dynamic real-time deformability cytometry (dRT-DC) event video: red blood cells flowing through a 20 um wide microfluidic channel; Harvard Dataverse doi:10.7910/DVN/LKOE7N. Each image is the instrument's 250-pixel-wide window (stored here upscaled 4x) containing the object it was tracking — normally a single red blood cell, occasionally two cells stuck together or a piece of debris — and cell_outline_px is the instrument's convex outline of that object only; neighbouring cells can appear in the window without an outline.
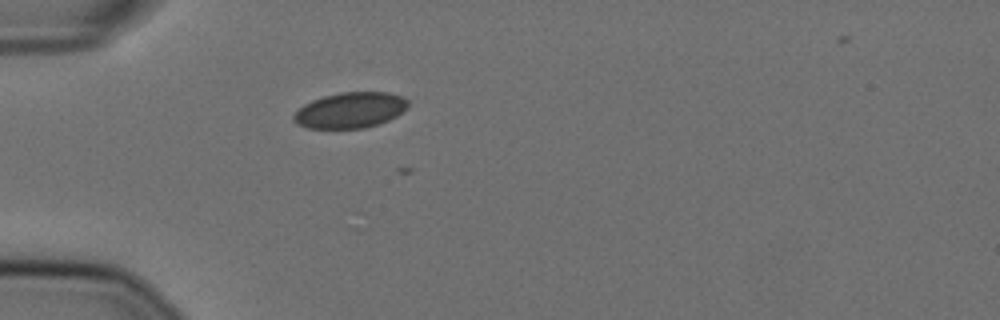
{"species": "Egyptian fruit bat (a non-hibernating species)", "species_latin": "Rousettus aegyptiacus", "temperature_condition": "cold", "stored_images_in_passage": 12, "camera_frame_rate_fps": 3000, "um_per_image_px": 0.085, "animal": {"sex": "female"}, "frame": {"image": 1, "passage_image": 1, "time_ms": 0.0, "image_size_px": [1000, 320], "cell_outline_px": [[408, 108], [396, 116], [380, 124], [364, 128], [308, 128], [296, 124], [292, 120], [292, 116], [304, 104], [312, 100], [324, 96], [340, 92], [388, 92], [404, 96], [408, 100]], "centroid_in_image_um": [29.79, 9.36], "position_along_channel_um": 55.2, "area_um2": 23.99}}
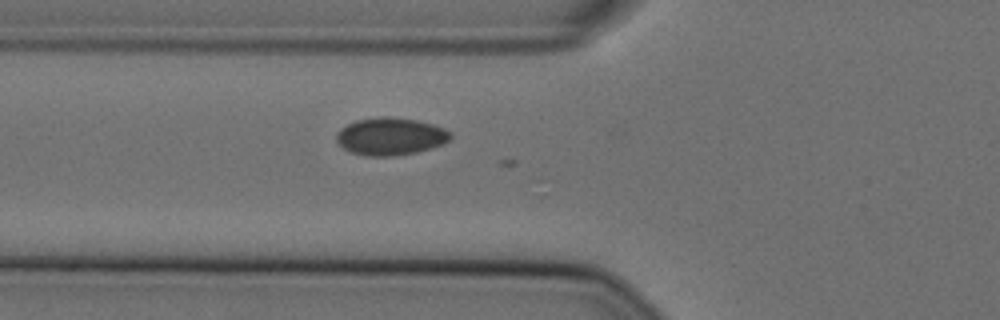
{"frame": {"image": 2, "passage_image": 5, "time_ms": 1.333, "image_size_px": [1000, 320], "cell_outline_px": [[452, 136], [444, 144], [432, 148], [416, 152], [392, 156], [364, 156], [352, 152], [344, 148], [336, 140], [336, 132], [340, 128], [356, 120], [384, 116], [416, 120], [432, 124], [444, 128], [452, 132]], "centroid_in_image_um": [33.2, 11.6], "position_along_channel_um": 92.6, "area_um2": 24.91}}
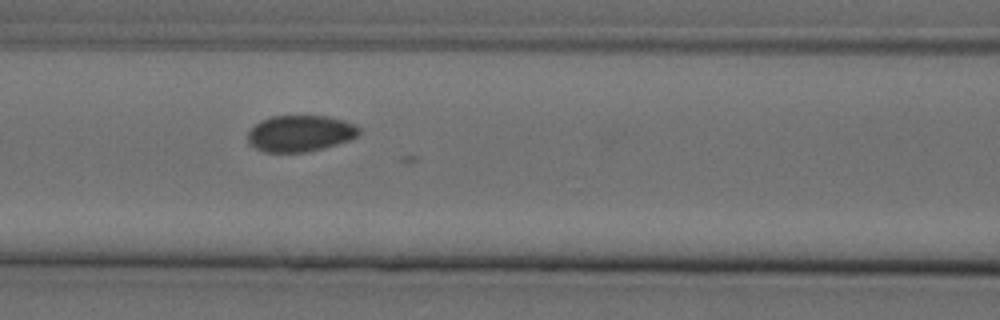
{"frame": {"image": 3, "passage_image": 9, "time_ms": 2.667, "image_size_px": [1000, 320], "cell_outline_px": [[360, 132], [356, 136], [348, 140], [336, 144], [304, 152], [264, 152], [248, 144], [248, 132], [252, 124], [260, 120], [272, 116], [328, 116], [344, 120], [356, 124], [360, 128]], "centroid_in_image_um": [25.47, 11.32], "position_along_channel_um": 141.1, "area_um2": 23.64}}